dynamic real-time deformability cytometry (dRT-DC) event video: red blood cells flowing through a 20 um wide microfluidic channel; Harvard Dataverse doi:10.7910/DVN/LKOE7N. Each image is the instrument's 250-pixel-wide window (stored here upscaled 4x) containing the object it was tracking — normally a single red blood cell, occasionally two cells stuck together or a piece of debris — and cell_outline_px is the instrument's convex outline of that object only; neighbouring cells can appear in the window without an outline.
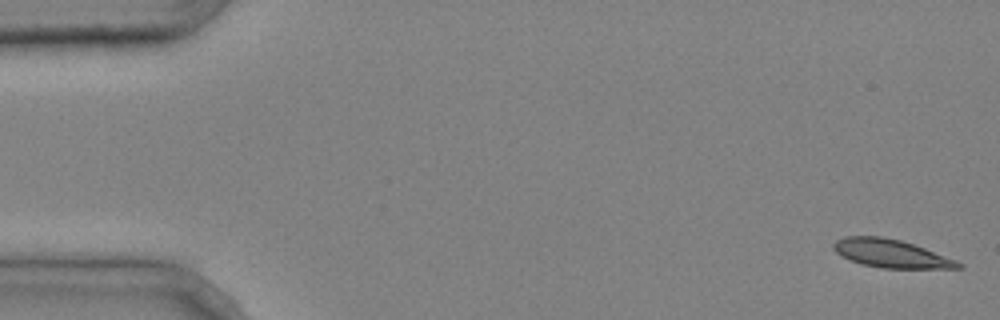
{"species": "common noctule bat (a hibernating species)", "species_latin": "Nyctalus noctula", "temperature_condition": "cold", "stored_images_in_passage": 4, "camera_frame_rate_fps": 3000, "um_per_image_px": 0.085, "animal": {"sex": "male", "body_mass_g": 20.4}, "frame": {"image": 1, "passage_image": 1, "time_ms": 0.0, "image_size_px": [1000, 320], "cell_outline_px": [[964, 268], [880, 268], [864, 264], [852, 260], [836, 252], [832, 248], [832, 244], [836, 240], [844, 236], [880, 236], [900, 240], [924, 248], [956, 260], [964, 264]], "centroid_in_image_um": [75.74, 21.54], "position_along_channel_um": 9.3, "area_um2": 20.23}}